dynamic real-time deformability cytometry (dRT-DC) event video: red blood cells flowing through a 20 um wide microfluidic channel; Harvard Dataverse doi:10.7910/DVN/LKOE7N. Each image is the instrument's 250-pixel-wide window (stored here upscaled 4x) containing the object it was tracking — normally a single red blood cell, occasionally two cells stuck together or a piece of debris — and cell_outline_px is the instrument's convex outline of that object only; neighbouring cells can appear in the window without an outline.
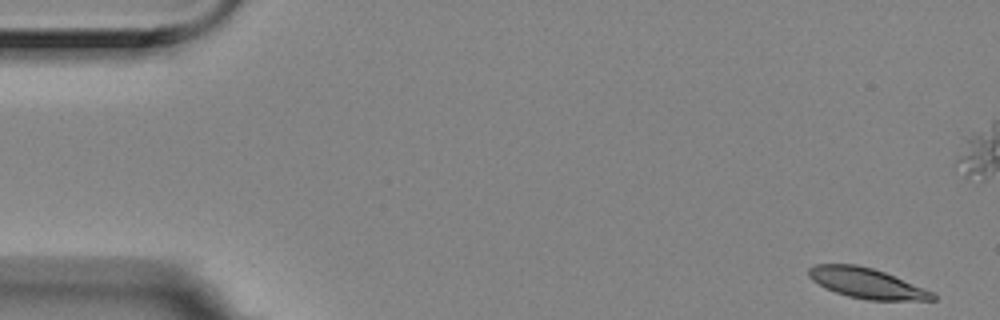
{"species": "Egyptian fruit bat (a non-hibernating species)", "species_latin": "Rousettus aegyptiacus", "temperature_condition": "room temperature", "stored_images_in_passage": 6, "camera_frame_rate_fps": 3000, "um_per_image_px": 0.085, "animal": {"sex": "female"}, "frame": {"image": 1, "passage_image": 1, "time_ms": 0.0, "image_size_px": [1000, 320], "cell_outline_px": [[936, 300], [868, 300], [848, 296], [824, 288], [812, 280], [808, 276], [808, 268], [816, 264], [856, 264], [872, 268], [884, 272], [932, 292], [936, 296]], "centroid_in_image_um": [73.61, 24.07], "position_along_channel_um": 11.4, "area_um2": 21.62}}
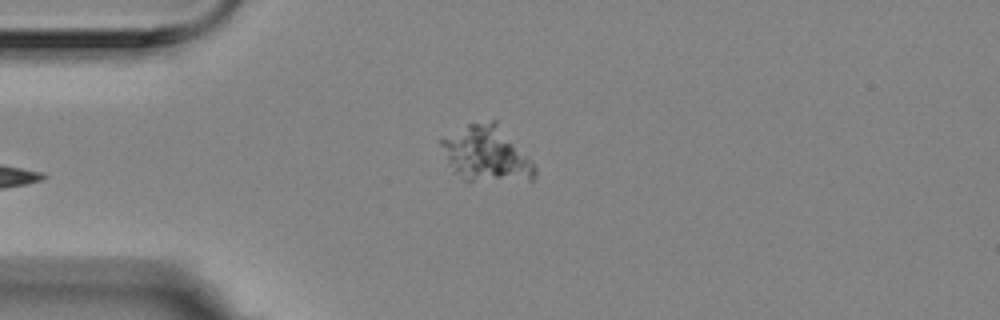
{"frame": {"image": 2, "passage_image": 6, "time_ms": 1.667, "image_size_px": [1000, 320], "cell_outline_px": [[536, 176], [532, 180], [468, 184], [452, 172], [448, 164], [440, 144], [440, 140], [468, 124], [492, 120], [496, 120], [528, 156], [536, 168]], "centroid_in_image_um": [41.35, 13.16], "position_along_channel_um": 43.7, "area_um2": 31.04}}